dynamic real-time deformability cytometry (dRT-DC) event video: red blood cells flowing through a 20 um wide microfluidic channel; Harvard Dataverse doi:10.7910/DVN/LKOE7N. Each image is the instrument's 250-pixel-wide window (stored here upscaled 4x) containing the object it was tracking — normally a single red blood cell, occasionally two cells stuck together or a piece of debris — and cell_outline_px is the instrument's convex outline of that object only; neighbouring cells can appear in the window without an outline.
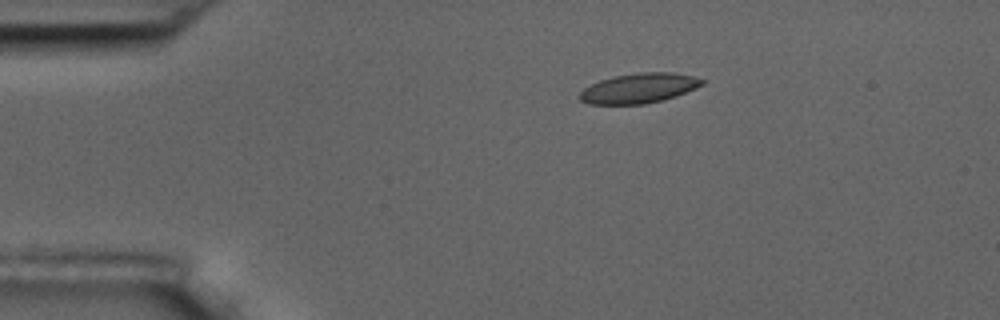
{"species": "common noctule bat (a hibernating species)", "species_latin": "Nyctalus noctula", "temperature_condition": "room temperature", "stored_images_in_passage": 15, "camera_frame_rate_fps": 3000, "um_per_image_px": 0.085, "animal": {"sex": "male", "body_mass_g": 17.5, "forearm_length_mm": 52.3}, "frame": {"image": 1, "passage_image": 3, "time_ms": 3.333, "image_size_px": [1000, 320], "cell_outline_px": [[704, 84], [696, 88], [676, 96], [664, 100], [644, 104], [588, 104], [580, 100], [576, 96], [584, 88], [600, 80], [612, 76], [640, 72], [672, 72], [692, 76], [704, 80]], "centroid_in_image_um": [54.29, 7.5], "position_along_channel_um": 30.7, "area_um2": 21.44}}
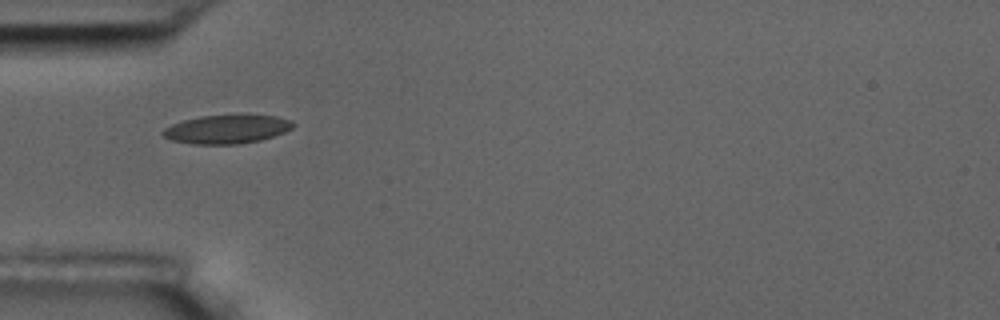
{"frame": {"image": 2, "passage_image": 5, "time_ms": 5.667, "image_size_px": [1000, 320], "cell_outline_px": [[296, 124], [292, 128], [284, 132], [260, 140], [236, 144], [192, 144], [172, 140], [164, 136], [160, 132], [164, 128], [172, 124], [184, 120], [200, 116], [240, 112], [276, 116], [292, 120]], "centroid_in_image_um": [19.31, 10.93], "position_along_channel_um": 65.7, "area_um2": 22.48}}
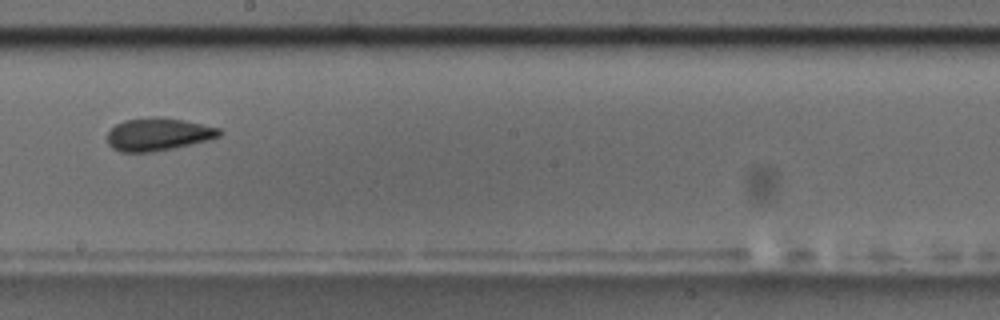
{"frame": {"image": 3, "passage_image": 9, "time_ms": 10.333, "image_size_px": [1000, 320], "cell_outline_px": [[224, 132], [220, 136], [208, 140], [172, 148], [152, 152], [120, 152], [112, 148], [108, 144], [108, 132], [116, 124], [124, 120], [156, 116], [184, 120], [220, 128]], "centroid_in_image_um": [13.45, 11.41], "position_along_channel_um": 234.8, "area_um2": 21.39}, "authors_computed_cell_mechanics": {"area_um2": 21.097, "velocity_mm_per_s": 3.6476, "shape_relaxation_time_tau1_ms": 7.0993, "shape_relaxation_time_tau2_ms": 0.6216, "deformation_change_tau1": 0.131, "deformation_change_tau2": 0.049}}